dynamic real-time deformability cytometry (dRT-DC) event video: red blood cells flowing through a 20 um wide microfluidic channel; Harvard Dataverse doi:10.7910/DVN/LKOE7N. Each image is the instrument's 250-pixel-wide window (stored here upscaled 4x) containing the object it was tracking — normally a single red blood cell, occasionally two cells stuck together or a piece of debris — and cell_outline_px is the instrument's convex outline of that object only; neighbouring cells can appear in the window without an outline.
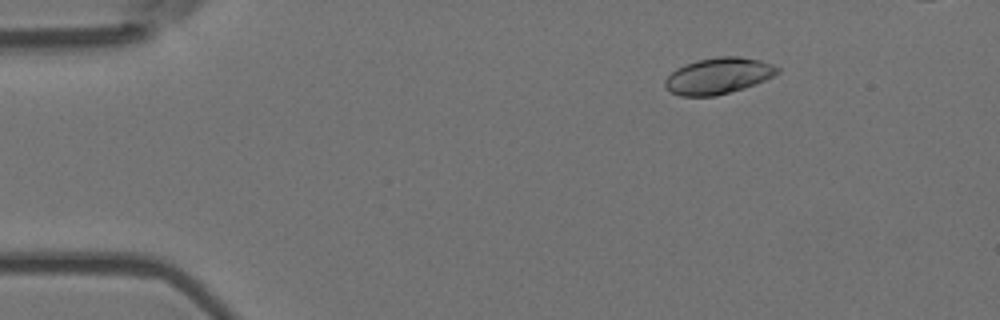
{"species": "Egyptian fruit bat (a non-hibernating species)", "species_latin": "Rousettus aegyptiacus", "temperature_condition": "room temperature", "stored_images_in_passage": 5, "camera_frame_rate_fps": 3000, "um_per_image_px": 0.085, "animal": {"sex": "female"}, "frame": {"image": 1, "passage_image": 2, "time_ms": 0.333, "image_size_px": [1000, 320], "cell_outline_px": [[780, 72], [756, 84], [744, 88], [716, 96], [680, 96], [664, 88], [664, 80], [676, 68], [684, 64], [696, 60], [720, 56], [740, 56], [760, 60], [772, 64], [780, 68]], "centroid_in_image_um": [61.04, 6.44], "position_along_channel_um": 24.0, "area_um2": 23.87}}